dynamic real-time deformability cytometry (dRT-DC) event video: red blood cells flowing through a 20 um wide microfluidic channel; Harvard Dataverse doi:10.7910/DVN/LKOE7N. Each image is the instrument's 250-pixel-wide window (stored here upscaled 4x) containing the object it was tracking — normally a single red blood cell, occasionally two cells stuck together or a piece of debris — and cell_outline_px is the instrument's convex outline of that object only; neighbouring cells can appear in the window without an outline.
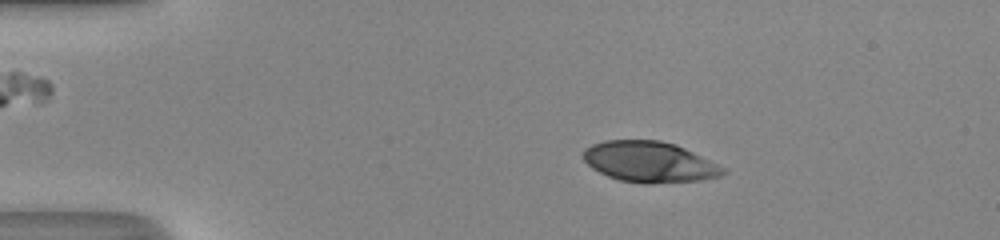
{"species": "human", "species_latin": "Homo sapiens", "temperature_condition": "room temperature", "stored_images_in_passage": 50, "camera_frame_rate_fps": 3000, "um_per_image_px": 0.085, "donor": {"sex": "male"}, "frame": {"image": 1, "passage_image": 10, "time_ms": 3.0, "image_size_px": [1000, 240], "cell_outline_px": [[728, 172], [720, 176], [700, 180], [648, 184], [644, 184], [620, 180], [608, 176], [592, 168], [580, 156], [584, 148], [592, 144], [604, 140], [660, 140], [676, 144], [724, 168]], "centroid_in_image_um": [55.15, 13.76], "position_along_channel_um": 29.8, "area_um2": 33.18}}
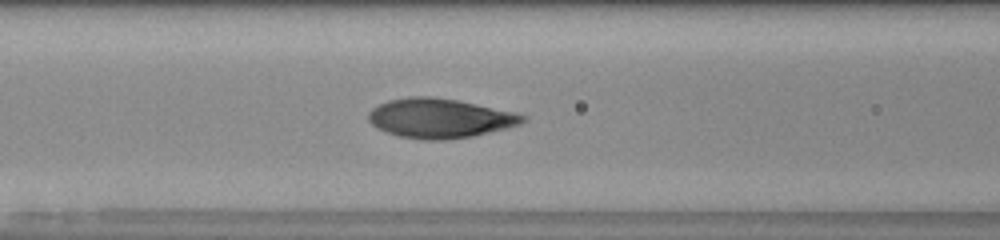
{"frame": {"image": 2, "passage_image": 22, "time_ms": 7.0, "image_size_px": [1000, 240], "cell_outline_px": [[528, 116], [520, 124], [472, 136], [448, 140], [424, 140], [400, 136], [376, 128], [368, 120], [368, 112], [372, 108], [388, 100], [412, 96], [432, 96], [456, 100], [512, 112]], "centroid_in_image_um": [37.33, 10.05], "position_along_channel_um": 129.3, "area_um2": 35.08}}
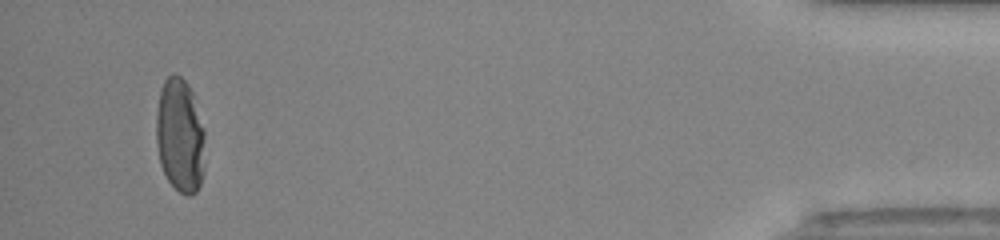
{"frame": {"image": 3, "passage_image": 48, "time_ms": 15.667, "image_size_px": [1000, 240], "cell_outline_px": [[204, 168], [200, 184], [196, 192], [192, 196], [188, 196], [180, 192], [168, 180], [160, 164], [156, 144], [156, 112], [160, 92], [164, 80], [172, 72], [176, 72], [188, 84], [192, 92], [204, 128]], "centroid_in_image_um": [15.3, 11.51], "position_along_channel_um": 419.9, "area_um2": 32.77}, "authors_computed_cell_mechanics": {"area_um2": 32.9749, "velocity_mm_per_s": 4.2124, "shape_relaxation_time_tau1_ms": 5.2285, "shape_relaxation_time_tau2_ms": null, "deformation_change_tau1": 0.2773, "deformation_change_tau2": null}}